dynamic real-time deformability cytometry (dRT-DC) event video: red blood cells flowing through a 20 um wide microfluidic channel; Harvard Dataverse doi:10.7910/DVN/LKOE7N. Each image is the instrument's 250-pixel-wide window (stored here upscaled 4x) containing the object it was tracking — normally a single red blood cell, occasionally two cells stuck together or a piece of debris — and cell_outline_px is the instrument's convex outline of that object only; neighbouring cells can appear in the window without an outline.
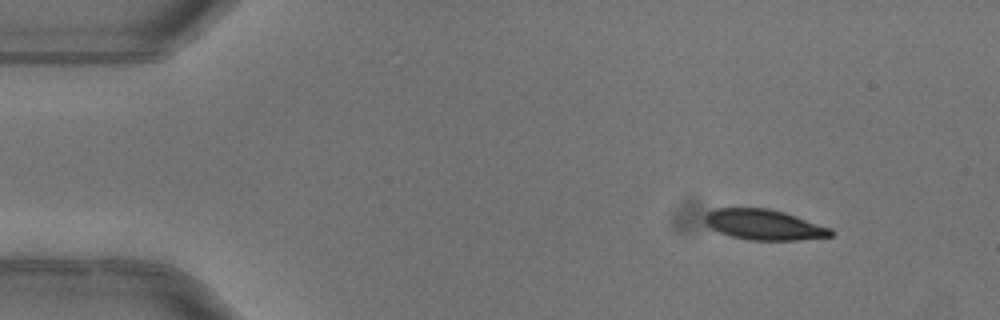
{"species": "common noctule bat (a hibernating species)", "species_latin": "Nyctalus noctula", "temperature_condition": "warm", "stored_images_in_passage": 4, "segment_of_instrument_passage": [1, 2], "camera_frame_rate_fps": 3000, "um_per_image_px": 0.085, "animal": {"sex": "female"}, "frame": {"image": 1, "passage_image": 1, "time_ms": 0.0, "image_size_px": [1000, 320], "cell_outline_px": [[832, 236], [796, 240], [748, 240], [732, 236], [720, 232], [712, 228], [704, 220], [704, 216], [708, 212], [716, 208], [768, 208], [784, 212], [832, 228]], "centroid_in_image_um": [64.95, 19.09], "position_along_channel_um": 20.0, "area_um2": 22.14}}